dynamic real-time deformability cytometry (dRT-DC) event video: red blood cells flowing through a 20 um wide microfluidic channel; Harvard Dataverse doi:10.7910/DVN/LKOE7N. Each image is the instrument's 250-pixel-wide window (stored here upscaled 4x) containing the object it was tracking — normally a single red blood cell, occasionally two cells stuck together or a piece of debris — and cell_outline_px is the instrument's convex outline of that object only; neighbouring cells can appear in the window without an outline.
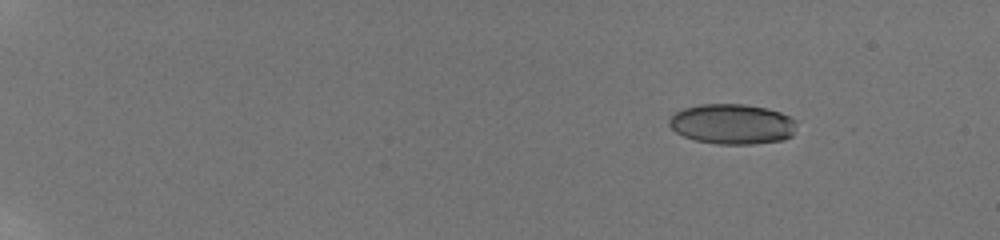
{"species": "human", "species_latin": "Homo sapiens", "temperature_condition": "room temperature", "stored_images_in_passage": 21, "camera_frame_rate_fps": 3000, "um_per_image_px": 0.085, "donor": {"sex": "male"}, "frame": {"image": 1, "passage_image": 3, "time_ms": 2.333, "image_size_px": [1000, 240], "cell_outline_px": [[796, 124], [792, 136], [784, 140], [756, 144], [716, 144], [696, 140], [684, 136], [676, 132], [668, 124], [668, 120], [676, 112], [684, 108], [700, 104], [744, 104], [768, 108], [780, 112], [796, 120]], "centroid_in_image_um": [62.26, 10.55], "position_along_channel_um": 22.7, "area_um2": 30.0}}
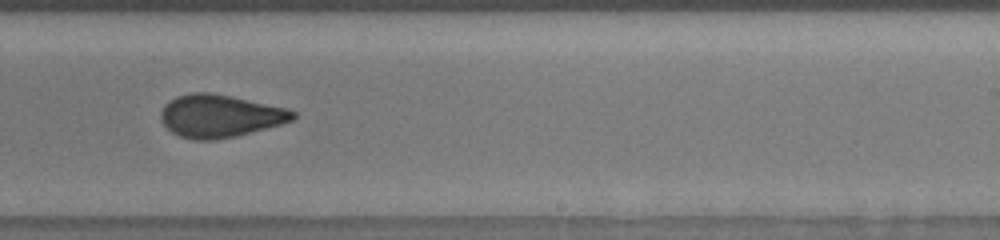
{"frame": {"image": 2, "passage_image": 13, "time_ms": 13.0, "image_size_px": [1000, 240], "cell_outline_px": [[296, 116], [292, 120], [280, 124], [236, 136], [212, 140], [196, 140], [180, 136], [172, 132], [160, 120], [160, 112], [164, 104], [168, 100], [176, 96], [192, 92], [208, 92], [232, 96], [288, 108], [296, 112]], "centroid_in_image_um": [18.67, 9.84], "position_along_channel_um": 270.3, "area_um2": 32.89}}
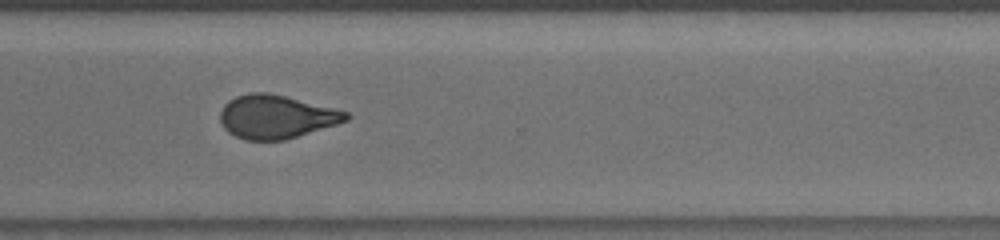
{"frame": {"image": 3, "passage_image": 15, "time_ms": 15.0, "image_size_px": [1000, 240], "cell_outline_px": [[352, 116], [348, 120], [336, 124], [284, 140], [244, 140], [228, 132], [224, 128], [220, 120], [220, 112], [224, 104], [228, 100], [236, 96], [252, 92], [268, 92], [348, 112]], "centroid_in_image_um": [23.44, 9.92], "position_along_channel_um": 347.2, "area_um2": 31.62}, "authors_computed_cell_mechanics": {"area_um2": 31.3854, "velocity_mm_per_s": 3.8478, "shape_relaxation_time_tau1_ms": 5.7683, "shape_relaxation_time_tau2_ms": 1.3414, "deformation_change_tau1": 0.1513, "deformation_change_tau2": 0.0607}}